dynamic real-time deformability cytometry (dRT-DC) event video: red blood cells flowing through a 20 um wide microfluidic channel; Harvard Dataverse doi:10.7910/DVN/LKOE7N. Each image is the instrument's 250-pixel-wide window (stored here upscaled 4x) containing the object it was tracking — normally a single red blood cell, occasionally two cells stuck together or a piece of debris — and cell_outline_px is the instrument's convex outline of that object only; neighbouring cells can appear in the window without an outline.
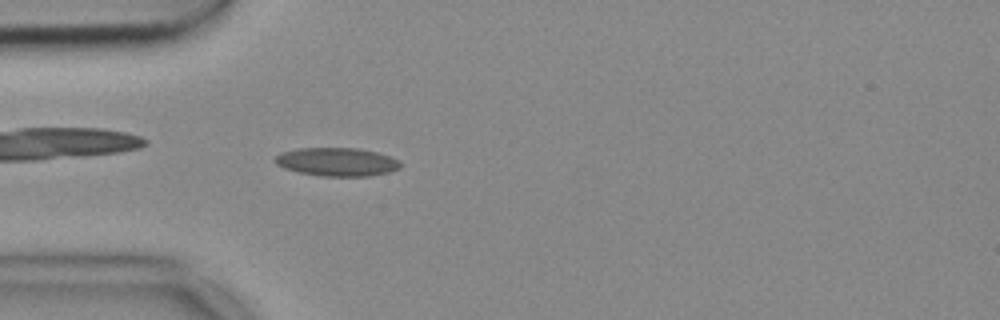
{"species": "common noctule bat (a hibernating species)", "species_latin": "Nyctalus noctula", "temperature_condition": "cold", "stored_images_in_passage": 52, "camera_frame_rate_fps": 3000, "um_per_image_px": 0.085, "animal": {"sex": "female", "body_mass_g": 18.4}, "frame": {"image": 1, "passage_image": 14, "time_ms": 4.333, "image_size_px": [1000, 320], "cell_outline_px": [[400, 168], [388, 172], [368, 176], [320, 176], [300, 172], [284, 168], [276, 164], [272, 160], [280, 152], [296, 148], [360, 148], [376, 152], [400, 160]], "centroid_in_image_um": [28.6, 13.75], "position_along_channel_um": 56.4, "area_um2": 20.81}}
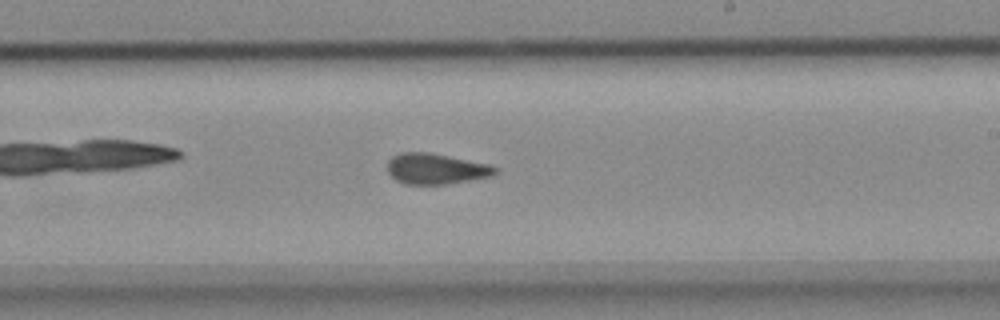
{"frame": {"image": 2, "passage_image": 30, "time_ms": 9.667, "image_size_px": [1000, 320], "cell_outline_px": [[496, 172], [492, 176], [448, 184], [404, 184], [396, 180], [388, 172], [388, 160], [392, 156], [400, 152], [428, 152], [488, 164], [496, 168]], "centroid_in_image_um": [37.01, 14.35], "position_along_channel_um": 252.0, "area_um2": 19.13}}
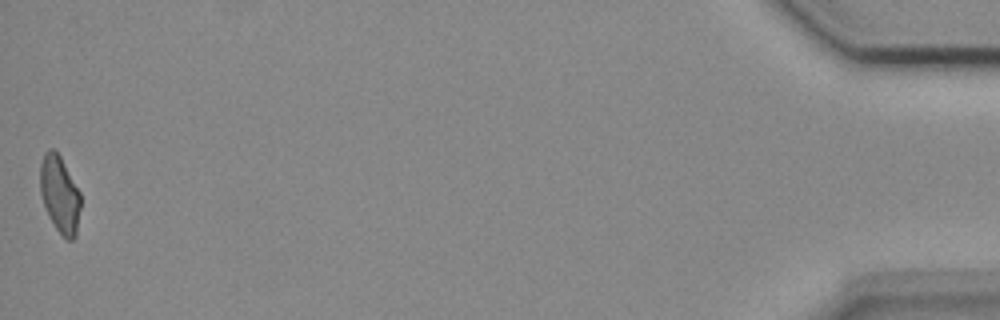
{"frame": {"image": 3, "passage_image": 52, "time_ms": 17.0, "image_size_px": [1000, 320], "cell_outline_px": [[80, 208], [76, 236], [72, 240], [68, 240], [56, 228], [48, 216], [40, 192], [40, 164], [44, 152], [48, 148], [52, 148], [60, 156], [80, 192]], "centroid_in_image_um": [5.07, 16.5], "position_along_channel_um": 430.1, "area_um2": 18.03}}